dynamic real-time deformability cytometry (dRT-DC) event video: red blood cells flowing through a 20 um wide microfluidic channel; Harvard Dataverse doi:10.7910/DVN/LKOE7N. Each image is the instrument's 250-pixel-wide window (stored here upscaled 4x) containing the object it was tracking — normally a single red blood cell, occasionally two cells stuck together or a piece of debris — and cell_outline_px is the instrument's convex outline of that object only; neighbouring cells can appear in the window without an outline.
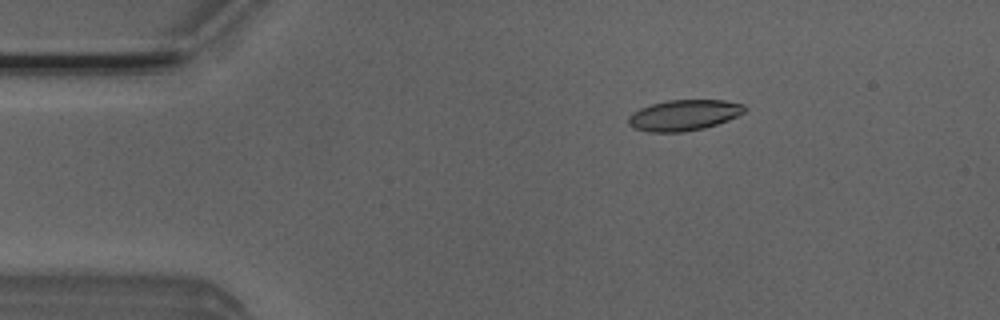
{"species": "Egyptian fruit bat (a non-hibernating species)", "species_latin": "Rousettus aegyptiacus", "temperature_condition": "room temperature", "stored_images_in_passage": 53, "segment_of_instrument_passage": [1, 2], "camera_frame_rate_fps": 3000, "um_per_image_px": 0.085, "animal": {"sex": "male"}, "frame": {"image": 1, "passage_image": 9, "time_ms": 2.667, "image_size_px": [1000, 320], "cell_outline_px": [[748, 108], [744, 112], [728, 120], [704, 128], [684, 132], [648, 132], [632, 128], [628, 124], [628, 116], [632, 112], [640, 108], [652, 104], [668, 100], [724, 100], [744, 104]], "centroid_in_image_um": [58.11, 9.79], "position_along_channel_um": 26.9, "area_um2": 20.98}}
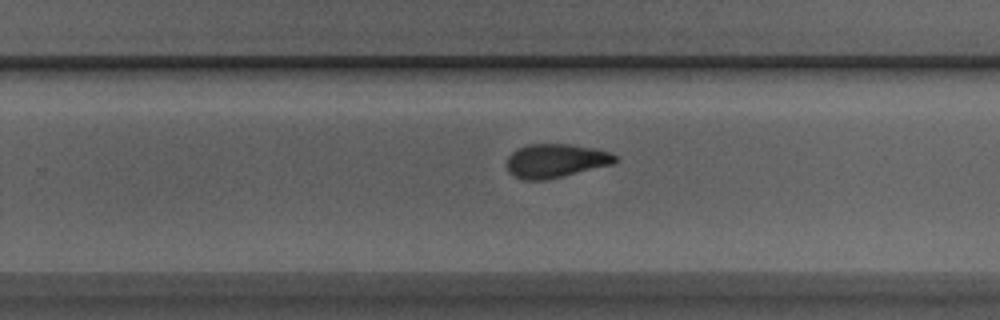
{"frame": {"image": 2, "passage_image": 33, "time_ms": 10.667, "image_size_px": [1000, 320], "cell_outline_px": [[616, 160], [612, 164], [564, 176], [544, 180], [520, 180], [508, 172], [508, 156], [516, 148], [528, 144], [568, 144], [596, 148], [608, 152], [616, 156]], "centroid_in_image_um": [47.19, 13.66], "position_along_channel_um": 282.6, "area_um2": 21.33}}
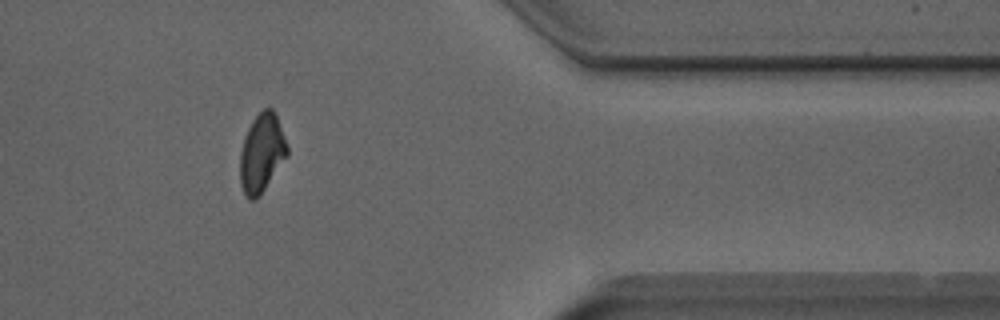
{"frame": {"image": 3, "passage_image": 43, "time_ms": 14.0, "image_size_px": [1000, 320], "cell_outline_px": [[288, 156], [260, 196], [256, 200], [248, 200], [244, 196], [240, 184], [240, 152], [244, 136], [252, 120], [264, 108], [272, 108], [276, 116], [288, 148]], "centroid_in_image_um": [22.23, 13.07], "position_along_channel_um": 389.2, "area_um2": 21.73}}